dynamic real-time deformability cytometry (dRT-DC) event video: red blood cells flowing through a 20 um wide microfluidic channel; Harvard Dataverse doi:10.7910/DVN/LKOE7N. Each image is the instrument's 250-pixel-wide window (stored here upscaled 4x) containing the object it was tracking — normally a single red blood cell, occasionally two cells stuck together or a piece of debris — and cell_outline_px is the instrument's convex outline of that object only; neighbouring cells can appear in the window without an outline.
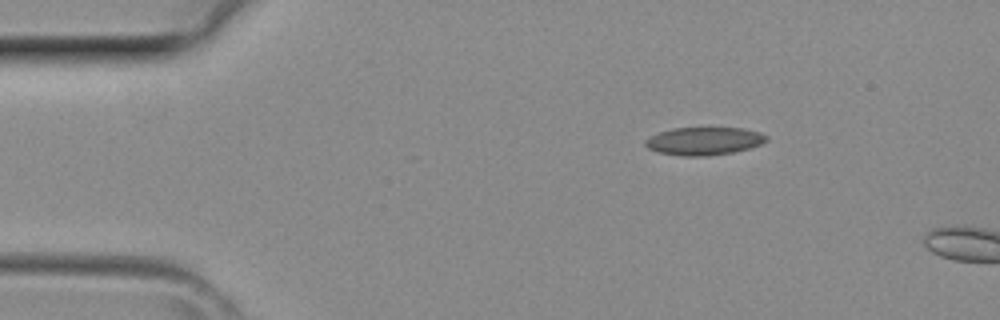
{"species": "common noctule bat (a hibernating species)", "species_latin": "Nyctalus noctula", "temperature_condition": "room temperature", "stored_images_in_passage": 3, "camera_frame_rate_fps": 3000, "um_per_image_px": 0.085, "animal": {"sex": "female", "body_mass_g": 29.2, "forearm_length_mm": 56.3}, "frame": {"image": 1, "passage_image": 1, "time_ms": 0.0, "image_size_px": [1000, 320], "cell_outline_px": [[768, 140], [760, 144], [748, 148], [732, 152], [708, 156], [684, 156], [660, 152], [648, 148], [644, 144], [644, 140], [660, 132], [672, 128], [744, 128], [760, 132], [768, 136]], "centroid_in_image_um": [59.86, 11.98], "position_along_channel_um": 25.1, "area_um2": 19.54}}